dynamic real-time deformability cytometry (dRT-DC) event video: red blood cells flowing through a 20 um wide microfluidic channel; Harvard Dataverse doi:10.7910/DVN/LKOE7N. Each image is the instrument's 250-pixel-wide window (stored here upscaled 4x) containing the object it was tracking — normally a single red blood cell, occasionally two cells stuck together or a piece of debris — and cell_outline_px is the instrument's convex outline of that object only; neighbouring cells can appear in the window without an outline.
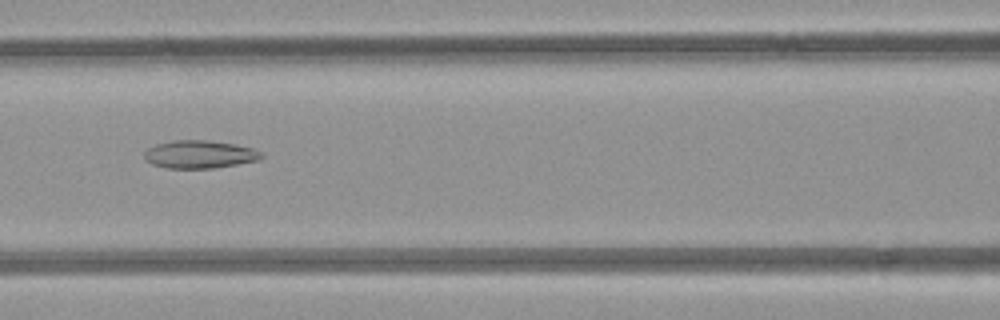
{"species": "common noctule bat (a hibernating species)", "species_latin": "Nyctalus noctula", "temperature_condition": "room temperature", "stored_images_in_passage": 3, "camera_frame_rate_fps": 3000, "um_per_image_px": 0.085, "animal": {"sex": "female", "body_mass_g": 21.9}, "frame": {"image": 1, "passage_image": 3, "time_ms": 3.0, "image_size_px": [1000, 320], "cell_outline_px": [[264, 156], [260, 160], [216, 168], [164, 168], [152, 164], [144, 160], [144, 152], [148, 148], [156, 144], [176, 140], [208, 140], [236, 144], [252, 148], [260, 152]], "centroid_in_image_um": [16.96, 13.12], "position_along_channel_um": 149.6, "area_um2": 19.19}}